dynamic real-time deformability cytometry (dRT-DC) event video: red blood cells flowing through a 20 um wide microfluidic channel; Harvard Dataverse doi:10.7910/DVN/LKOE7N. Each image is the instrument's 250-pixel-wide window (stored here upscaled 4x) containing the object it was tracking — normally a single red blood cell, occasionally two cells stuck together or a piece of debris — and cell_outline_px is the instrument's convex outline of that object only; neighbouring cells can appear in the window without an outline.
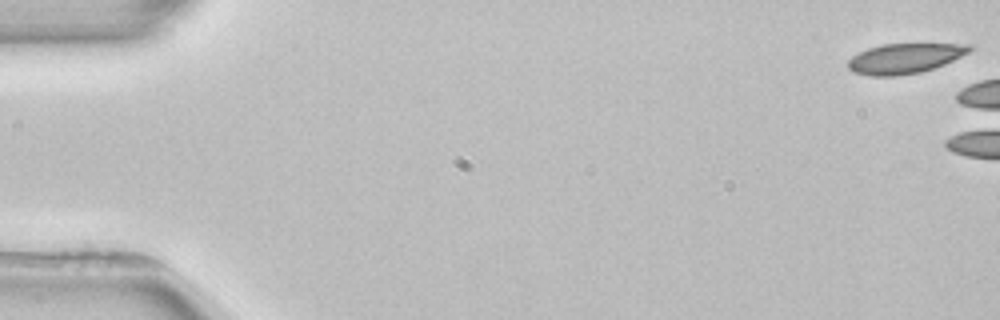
{"species": "common noctule bat (a hibernating species)", "species_latin": "Nyctalus noctula", "temperature_condition": "room temperature", "stored_images_in_passage": 5, "camera_frame_rate_fps": 3000, "um_per_image_px": 0.085, "animal": {"sex": "female", "body_mass_g": 22.7, "forearm_length_mm": 54.2}, "frame": {"image": 1, "passage_image": 1, "time_ms": 0.0, "image_size_px": [1000, 320], "cell_outline_px": [[972, 48], [968, 52], [944, 64], [920, 72], [896, 76], [872, 76], [852, 72], [848, 68], [848, 60], [852, 56], [868, 48], [884, 44], [972, 44]], "centroid_in_image_um": [76.86, 4.97], "position_along_channel_um": 8.1, "area_um2": 21.04}}